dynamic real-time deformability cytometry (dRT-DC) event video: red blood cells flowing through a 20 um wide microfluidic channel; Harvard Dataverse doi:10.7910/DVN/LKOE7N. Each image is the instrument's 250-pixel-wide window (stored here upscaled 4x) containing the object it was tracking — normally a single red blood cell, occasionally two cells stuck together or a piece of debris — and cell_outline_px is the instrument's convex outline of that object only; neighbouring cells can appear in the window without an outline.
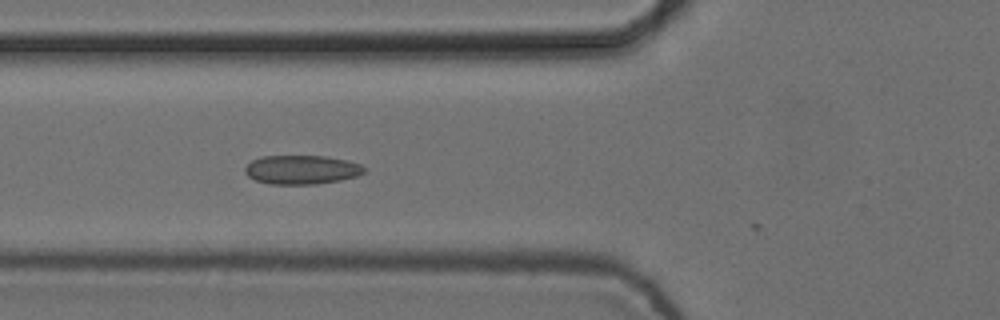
{"species": "common noctule bat (a hibernating species)", "species_latin": "Nyctalus noctula", "temperature_condition": "cold", "stored_images_in_passage": 5, "camera_frame_rate_fps": 3000, "um_per_image_px": 0.085, "animal": {"sex": "female", "body_mass_g": 24.6, "forearm_length_mm": 56.2}, "frame": {"image": 1, "passage_image": 5, "time_ms": 1.333, "image_size_px": [1000, 320], "cell_outline_px": [[368, 168], [364, 172], [356, 176], [340, 180], [316, 184], [268, 184], [256, 180], [248, 176], [244, 172], [244, 168], [252, 160], [260, 156], [328, 156], [348, 160], [360, 164]], "centroid_in_image_um": [25.65, 14.42], "position_along_channel_um": 100.2, "area_um2": 20.29}}